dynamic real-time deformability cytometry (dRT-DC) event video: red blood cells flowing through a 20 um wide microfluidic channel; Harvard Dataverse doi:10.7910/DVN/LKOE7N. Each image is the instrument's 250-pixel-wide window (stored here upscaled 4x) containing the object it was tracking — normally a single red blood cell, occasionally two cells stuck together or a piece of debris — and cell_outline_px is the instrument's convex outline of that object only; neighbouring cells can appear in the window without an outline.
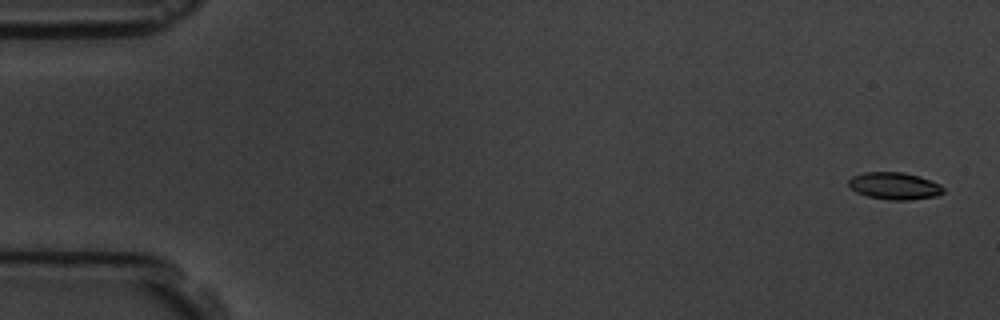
{"species": "common noctule bat (a hibernating species)", "species_latin": "Nyctalus noctula", "temperature_condition": "room temperature", "stored_images_in_passage": 6, "segment_of_instrument_passage": [1, 2], "camera_frame_rate_fps": 3000, "um_per_image_px": 0.085, "animal": {"sex": "male", "body_mass_g": 19.5, "forearm_length_mm": 54.6}, "frame": {"image": 1, "passage_image": 1, "time_ms": 0.0, "image_size_px": [1000, 320], "cell_outline_px": [[944, 192], [936, 196], [908, 200], [888, 200], [868, 196], [856, 192], [848, 188], [848, 180], [852, 176], [864, 172], [904, 172], [920, 176], [940, 184], [944, 188]], "centroid_in_image_um": [76.01, 15.8], "position_along_channel_um": 9.0, "area_um2": 15.14}}